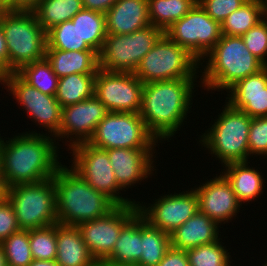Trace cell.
I'll list each match as a JSON object with an SVG mask.
<instances>
[{
  "label": "cell",
  "mask_w": 267,
  "mask_h": 266,
  "mask_svg": "<svg viewBox=\"0 0 267 266\" xmlns=\"http://www.w3.org/2000/svg\"><path fill=\"white\" fill-rule=\"evenodd\" d=\"M28 132L6 138L8 140L3 138L1 142L0 172L8 187L53 178L62 165L58 161L59 143L55 138L37 131Z\"/></svg>",
  "instance_id": "6da1fadb"
},
{
  "label": "cell",
  "mask_w": 267,
  "mask_h": 266,
  "mask_svg": "<svg viewBox=\"0 0 267 266\" xmlns=\"http://www.w3.org/2000/svg\"><path fill=\"white\" fill-rule=\"evenodd\" d=\"M195 82L198 81L174 79L144 84L139 113L157 142H169L186 122L192 107Z\"/></svg>",
  "instance_id": "7a4b0ae2"
},
{
  "label": "cell",
  "mask_w": 267,
  "mask_h": 266,
  "mask_svg": "<svg viewBox=\"0 0 267 266\" xmlns=\"http://www.w3.org/2000/svg\"><path fill=\"white\" fill-rule=\"evenodd\" d=\"M59 224L78 226L110 212L116 204L91 187L70 165H61L53 176Z\"/></svg>",
  "instance_id": "3957f363"
},
{
  "label": "cell",
  "mask_w": 267,
  "mask_h": 266,
  "mask_svg": "<svg viewBox=\"0 0 267 266\" xmlns=\"http://www.w3.org/2000/svg\"><path fill=\"white\" fill-rule=\"evenodd\" d=\"M207 58V59H206ZM205 59V61H204ZM206 65L200 69V84L207 91L226 92L238 81L256 74L265 65L247 48L241 36L222 35L216 45L203 57ZM207 60V61H206ZM202 77V78H201Z\"/></svg>",
  "instance_id": "277c9868"
},
{
  "label": "cell",
  "mask_w": 267,
  "mask_h": 266,
  "mask_svg": "<svg viewBox=\"0 0 267 266\" xmlns=\"http://www.w3.org/2000/svg\"><path fill=\"white\" fill-rule=\"evenodd\" d=\"M0 24L9 56V73L45 58L47 32L33 11L0 10Z\"/></svg>",
  "instance_id": "5b68a950"
},
{
  "label": "cell",
  "mask_w": 267,
  "mask_h": 266,
  "mask_svg": "<svg viewBox=\"0 0 267 266\" xmlns=\"http://www.w3.org/2000/svg\"><path fill=\"white\" fill-rule=\"evenodd\" d=\"M223 106L215 123L200 135L199 143L210 151L212 157L219 158V163L224 167L229 163L250 159L248 136L252 118L233 108L227 101Z\"/></svg>",
  "instance_id": "8992f818"
},
{
  "label": "cell",
  "mask_w": 267,
  "mask_h": 266,
  "mask_svg": "<svg viewBox=\"0 0 267 266\" xmlns=\"http://www.w3.org/2000/svg\"><path fill=\"white\" fill-rule=\"evenodd\" d=\"M199 66L200 61L197 58L164 33L142 58L134 74L144 84L174 79H197Z\"/></svg>",
  "instance_id": "52a82bcc"
},
{
  "label": "cell",
  "mask_w": 267,
  "mask_h": 266,
  "mask_svg": "<svg viewBox=\"0 0 267 266\" xmlns=\"http://www.w3.org/2000/svg\"><path fill=\"white\" fill-rule=\"evenodd\" d=\"M7 198L14 207L20 229H38L58 223L53 178L8 187Z\"/></svg>",
  "instance_id": "ba28073f"
},
{
  "label": "cell",
  "mask_w": 267,
  "mask_h": 266,
  "mask_svg": "<svg viewBox=\"0 0 267 266\" xmlns=\"http://www.w3.org/2000/svg\"><path fill=\"white\" fill-rule=\"evenodd\" d=\"M164 31L153 25L131 34H107L99 55V68L108 72L134 73L142 58Z\"/></svg>",
  "instance_id": "9c48e42d"
},
{
  "label": "cell",
  "mask_w": 267,
  "mask_h": 266,
  "mask_svg": "<svg viewBox=\"0 0 267 266\" xmlns=\"http://www.w3.org/2000/svg\"><path fill=\"white\" fill-rule=\"evenodd\" d=\"M100 149H155L157 140L148 132L140 113L109 112L88 141Z\"/></svg>",
  "instance_id": "30bf717a"
},
{
  "label": "cell",
  "mask_w": 267,
  "mask_h": 266,
  "mask_svg": "<svg viewBox=\"0 0 267 266\" xmlns=\"http://www.w3.org/2000/svg\"><path fill=\"white\" fill-rule=\"evenodd\" d=\"M73 156L71 168L76 171L91 187L101 191L116 205H133L137 201L122 197V188L118 185L114 170L111 167L107 151L92 146L88 142L70 148ZM133 200V201H132Z\"/></svg>",
  "instance_id": "8fae6325"
},
{
  "label": "cell",
  "mask_w": 267,
  "mask_h": 266,
  "mask_svg": "<svg viewBox=\"0 0 267 266\" xmlns=\"http://www.w3.org/2000/svg\"><path fill=\"white\" fill-rule=\"evenodd\" d=\"M164 33L199 61H202L222 36L221 24L214 21L198 3Z\"/></svg>",
  "instance_id": "7c38bea8"
},
{
  "label": "cell",
  "mask_w": 267,
  "mask_h": 266,
  "mask_svg": "<svg viewBox=\"0 0 267 266\" xmlns=\"http://www.w3.org/2000/svg\"><path fill=\"white\" fill-rule=\"evenodd\" d=\"M1 85L10 91L9 96L23 107L33 122L48 130L51 137L59 134L61 125L62 107L55 96L44 94L26 83L17 73H8L2 76ZM42 125V126H41Z\"/></svg>",
  "instance_id": "4fadbf2b"
},
{
  "label": "cell",
  "mask_w": 267,
  "mask_h": 266,
  "mask_svg": "<svg viewBox=\"0 0 267 266\" xmlns=\"http://www.w3.org/2000/svg\"><path fill=\"white\" fill-rule=\"evenodd\" d=\"M144 83L130 72H108L98 69L94 80V95L108 112L139 113Z\"/></svg>",
  "instance_id": "5bb4252c"
},
{
  "label": "cell",
  "mask_w": 267,
  "mask_h": 266,
  "mask_svg": "<svg viewBox=\"0 0 267 266\" xmlns=\"http://www.w3.org/2000/svg\"><path fill=\"white\" fill-rule=\"evenodd\" d=\"M137 212V204L116 205L106 215L77 226L83 241L97 262L104 260L113 251L122 227Z\"/></svg>",
  "instance_id": "9a60e30c"
},
{
  "label": "cell",
  "mask_w": 267,
  "mask_h": 266,
  "mask_svg": "<svg viewBox=\"0 0 267 266\" xmlns=\"http://www.w3.org/2000/svg\"><path fill=\"white\" fill-rule=\"evenodd\" d=\"M144 205L137 202L138 212L145 220L168 234L184 224L198 211V197L194 189L174 194H165L158 199Z\"/></svg>",
  "instance_id": "2e32d148"
},
{
  "label": "cell",
  "mask_w": 267,
  "mask_h": 266,
  "mask_svg": "<svg viewBox=\"0 0 267 266\" xmlns=\"http://www.w3.org/2000/svg\"><path fill=\"white\" fill-rule=\"evenodd\" d=\"M108 113L107 108L95 95L82 102L63 107L59 134L55 137L56 141L66 138L65 144L70 142L66 145L69 147L68 150L76 144L88 142L95 133L99 122Z\"/></svg>",
  "instance_id": "e0dca14e"
},
{
  "label": "cell",
  "mask_w": 267,
  "mask_h": 266,
  "mask_svg": "<svg viewBox=\"0 0 267 266\" xmlns=\"http://www.w3.org/2000/svg\"><path fill=\"white\" fill-rule=\"evenodd\" d=\"M217 175L193 189L198 197L199 211L221 225L235 219L242 204L227 179L222 174Z\"/></svg>",
  "instance_id": "ac0fdd59"
},
{
  "label": "cell",
  "mask_w": 267,
  "mask_h": 266,
  "mask_svg": "<svg viewBox=\"0 0 267 266\" xmlns=\"http://www.w3.org/2000/svg\"><path fill=\"white\" fill-rule=\"evenodd\" d=\"M156 149H107L111 167L114 170L118 185L124 190L134 184H141L143 179L152 176L156 169L154 164V153ZM132 186V187H131Z\"/></svg>",
  "instance_id": "d6986e66"
},
{
  "label": "cell",
  "mask_w": 267,
  "mask_h": 266,
  "mask_svg": "<svg viewBox=\"0 0 267 266\" xmlns=\"http://www.w3.org/2000/svg\"><path fill=\"white\" fill-rule=\"evenodd\" d=\"M227 93L225 101L233 108L251 118L267 116V66L238 81Z\"/></svg>",
  "instance_id": "ffe728a7"
},
{
  "label": "cell",
  "mask_w": 267,
  "mask_h": 266,
  "mask_svg": "<svg viewBox=\"0 0 267 266\" xmlns=\"http://www.w3.org/2000/svg\"><path fill=\"white\" fill-rule=\"evenodd\" d=\"M105 15L107 34H131L151 25L147 0H117Z\"/></svg>",
  "instance_id": "44dd1931"
},
{
  "label": "cell",
  "mask_w": 267,
  "mask_h": 266,
  "mask_svg": "<svg viewBox=\"0 0 267 266\" xmlns=\"http://www.w3.org/2000/svg\"><path fill=\"white\" fill-rule=\"evenodd\" d=\"M219 227L220 225L215 221L198 211L170 234L171 247L177 250H188L214 243L221 236Z\"/></svg>",
  "instance_id": "7402d4cb"
},
{
  "label": "cell",
  "mask_w": 267,
  "mask_h": 266,
  "mask_svg": "<svg viewBox=\"0 0 267 266\" xmlns=\"http://www.w3.org/2000/svg\"><path fill=\"white\" fill-rule=\"evenodd\" d=\"M58 266H95L98 262L91 255L77 226L56 224Z\"/></svg>",
  "instance_id": "603a6c76"
},
{
  "label": "cell",
  "mask_w": 267,
  "mask_h": 266,
  "mask_svg": "<svg viewBox=\"0 0 267 266\" xmlns=\"http://www.w3.org/2000/svg\"><path fill=\"white\" fill-rule=\"evenodd\" d=\"M250 160L244 162H234L223 167L222 175L230 183L232 190L236 194L241 204L254 201L263 194L265 188V178L262 171L250 167Z\"/></svg>",
  "instance_id": "cb8c5ba5"
},
{
  "label": "cell",
  "mask_w": 267,
  "mask_h": 266,
  "mask_svg": "<svg viewBox=\"0 0 267 266\" xmlns=\"http://www.w3.org/2000/svg\"><path fill=\"white\" fill-rule=\"evenodd\" d=\"M45 57L58 78L74 73L96 74L99 69V55L94 50L46 49Z\"/></svg>",
  "instance_id": "d4e9b609"
},
{
  "label": "cell",
  "mask_w": 267,
  "mask_h": 266,
  "mask_svg": "<svg viewBox=\"0 0 267 266\" xmlns=\"http://www.w3.org/2000/svg\"><path fill=\"white\" fill-rule=\"evenodd\" d=\"M142 215L137 212L123 227L113 251L104 259L111 262L137 265L141 258Z\"/></svg>",
  "instance_id": "484cf974"
},
{
  "label": "cell",
  "mask_w": 267,
  "mask_h": 266,
  "mask_svg": "<svg viewBox=\"0 0 267 266\" xmlns=\"http://www.w3.org/2000/svg\"><path fill=\"white\" fill-rule=\"evenodd\" d=\"M170 248V234L153 227L142 216L141 258L137 266H158Z\"/></svg>",
  "instance_id": "4316f807"
},
{
  "label": "cell",
  "mask_w": 267,
  "mask_h": 266,
  "mask_svg": "<svg viewBox=\"0 0 267 266\" xmlns=\"http://www.w3.org/2000/svg\"><path fill=\"white\" fill-rule=\"evenodd\" d=\"M82 9V0H41L33 12L38 23L48 32L56 25L71 20Z\"/></svg>",
  "instance_id": "83f0119b"
},
{
  "label": "cell",
  "mask_w": 267,
  "mask_h": 266,
  "mask_svg": "<svg viewBox=\"0 0 267 266\" xmlns=\"http://www.w3.org/2000/svg\"><path fill=\"white\" fill-rule=\"evenodd\" d=\"M263 18V0H247L221 23L222 35L242 36Z\"/></svg>",
  "instance_id": "f1b7e54d"
},
{
  "label": "cell",
  "mask_w": 267,
  "mask_h": 266,
  "mask_svg": "<svg viewBox=\"0 0 267 266\" xmlns=\"http://www.w3.org/2000/svg\"><path fill=\"white\" fill-rule=\"evenodd\" d=\"M96 74H70L59 78L56 99L65 107L82 102L94 95Z\"/></svg>",
  "instance_id": "f546056e"
},
{
  "label": "cell",
  "mask_w": 267,
  "mask_h": 266,
  "mask_svg": "<svg viewBox=\"0 0 267 266\" xmlns=\"http://www.w3.org/2000/svg\"><path fill=\"white\" fill-rule=\"evenodd\" d=\"M71 20L76 24L80 38L99 54L107 36L106 15L82 9Z\"/></svg>",
  "instance_id": "4dcf8cb0"
},
{
  "label": "cell",
  "mask_w": 267,
  "mask_h": 266,
  "mask_svg": "<svg viewBox=\"0 0 267 266\" xmlns=\"http://www.w3.org/2000/svg\"><path fill=\"white\" fill-rule=\"evenodd\" d=\"M151 25L165 31L184 17L198 0H147Z\"/></svg>",
  "instance_id": "1f68e13d"
},
{
  "label": "cell",
  "mask_w": 267,
  "mask_h": 266,
  "mask_svg": "<svg viewBox=\"0 0 267 266\" xmlns=\"http://www.w3.org/2000/svg\"><path fill=\"white\" fill-rule=\"evenodd\" d=\"M26 83L44 94L56 96L59 78L45 58L23 66L16 72Z\"/></svg>",
  "instance_id": "d6a6232c"
},
{
  "label": "cell",
  "mask_w": 267,
  "mask_h": 266,
  "mask_svg": "<svg viewBox=\"0 0 267 266\" xmlns=\"http://www.w3.org/2000/svg\"><path fill=\"white\" fill-rule=\"evenodd\" d=\"M46 49L64 51L93 50L80 38L76 24L72 20L56 25L47 32Z\"/></svg>",
  "instance_id": "836d02e7"
},
{
  "label": "cell",
  "mask_w": 267,
  "mask_h": 266,
  "mask_svg": "<svg viewBox=\"0 0 267 266\" xmlns=\"http://www.w3.org/2000/svg\"><path fill=\"white\" fill-rule=\"evenodd\" d=\"M201 245L186 250L190 266H231V252H228L222 241Z\"/></svg>",
  "instance_id": "e575fe53"
},
{
  "label": "cell",
  "mask_w": 267,
  "mask_h": 266,
  "mask_svg": "<svg viewBox=\"0 0 267 266\" xmlns=\"http://www.w3.org/2000/svg\"><path fill=\"white\" fill-rule=\"evenodd\" d=\"M33 260L55 261L57 256L56 224L29 230Z\"/></svg>",
  "instance_id": "d590c367"
},
{
  "label": "cell",
  "mask_w": 267,
  "mask_h": 266,
  "mask_svg": "<svg viewBox=\"0 0 267 266\" xmlns=\"http://www.w3.org/2000/svg\"><path fill=\"white\" fill-rule=\"evenodd\" d=\"M8 266H29L33 261L29 242V230L20 229L0 243Z\"/></svg>",
  "instance_id": "8d00e7d4"
},
{
  "label": "cell",
  "mask_w": 267,
  "mask_h": 266,
  "mask_svg": "<svg viewBox=\"0 0 267 266\" xmlns=\"http://www.w3.org/2000/svg\"><path fill=\"white\" fill-rule=\"evenodd\" d=\"M241 37L246 48L267 66V18L264 17Z\"/></svg>",
  "instance_id": "74e56055"
},
{
  "label": "cell",
  "mask_w": 267,
  "mask_h": 266,
  "mask_svg": "<svg viewBox=\"0 0 267 266\" xmlns=\"http://www.w3.org/2000/svg\"><path fill=\"white\" fill-rule=\"evenodd\" d=\"M248 144L249 156L267 157V116L251 119Z\"/></svg>",
  "instance_id": "f35d334b"
},
{
  "label": "cell",
  "mask_w": 267,
  "mask_h": 266,
  "mask_svg": "<svg viewBox=\"0 0 267 266\" xmlns=\"http://www.w3.org/2000/svg\"><path fill=\"white\" fill-rule=\"evenodd\" d=\"M247 0H198L204 11L220 24Z\"/></svg>",
  "instance_id": "ab89813d"
},
{
  "label": "cell",
  "mask_w": 267,
  "mask_h": 266,
  "mask_svg": "<svg viewBox=\"0 0 267 266\" xmlns=\"http://www.w3.org/2000/svg\"><path fill=\"white\" fill-rule=\"evenodd\" d=\"M19 230L14 207L7 198L0 202V243Z\"/></svg>",
  "instance_id": "60d3db41"
},
{
  "label": "cell",
  "mask_w": 267,
  "mask_h": 266,
  "mask_svg": "<svg viewBox=\"0 0 267 266\" xmlns=\"http://www.w3.org/2000/svg\"><path fill=\"white\" fill-rule=\"evenodd\" d=\"M158 266H190L186 250L170 248Z\"/></svg>",
  "instance_id": "b9f144b4"
},
{
  "label": "cell",
  "mask_w": 267,
  "mask_h": 266,
  "mask_svg": "<svg viewBox=\"0 0 267 266\" xmlns=\"http://www.w3.org/2000/svg\"><path fill=\"white\" fill-rule=\"evenodd\" d=\"M117 0H82L83 9L106 14Z\"/></svg>",
  "instance_id": "7bdbcfd3"
},
{
  "label": "cell",
  "mask_w": 267,
  "mask_h": 266,
  "mask_svg": "<svg viewBox=\"0 0 267 266\" xmlns=\"http://www.w3.org/2000/svg\"><path fill=\"white\" fill-rule=\"evenodd\" d=\"M8 73H9V56H8L6 40L0 24V75L3 76Z\"/></svg>",
  "instance_id": "ee69618b"
},
{
  "label": "cell",
  "mask_w": 267,
  "mask_h": 266,
  "mask_svg": "<svg viewBox=\"0 0 267 266\" xmlns=\"http://www.w3.org/2000/svg\"><path fill=\"white\" fill-rule=\"evenodd\" d=\"M41 0H12L11 10L33 11Z\"/></svg>",
  "instance_id": "f6af8a7d"
},
{
  "label": "cell",
  "mask_w": 267,
  "mask_h": 266,
  "mask_svg": "<svg viewBox=\"0 0 267 266\" xmlns=\"http://www.w3.org/2000/svg\"><path fill=\"white\" fill-rule=\"evenodd\" d=\"M8 196V186L3 175L0 172V202H3L7 199Z\"/></svg>",
  "instance_id": "bcb514c9"
},
{
  "label": "cell",
  "mask_w": 267,
  "mask_h": 266,
  "mask_svg": "<svg viewBox=\"0 0 267 266\" xmlns=\"http://www.w3.org/2000/svg\"><path fill=\"white\" fill-rule=\"evenodd\" d=\"M29 266H58L55 261L33 260Z\"/></svg>",
  "instance_id": "7dc6e473"
},
{
  "label": "cell",
  "mask_w": 267,
  "mask_h": 266,
  "mask_svg": "<svg viewBox=\"0 0 267 266\" xmlns=\"http://www.w3.org/2000/svg\"><path fill=\"white\" fill-rule=\"evenodd\" d=\"M98 264L99 266H137V265L121 264V263L111 262L107 260L99 261Z\"/></svg>",
  "instance_id": "c3c4849f"
},
{
  "label": "cell",
  "mask_w": 267,
  "mask_h": 266,
  "mask_svg": "<svg viewBox=\"0 0 267 266\" xmlns=\"http://www.w3.org/2000/svg\"><path fill=\"white\" fill-rule=\"evenodd\" d=\"M12 0H0V10H11Z\"/></svg>",
  "instance_id": "681fc988"
},
{
  "label": "cell",
  "mask_w": 267,
  "mask_h": 266,
  "mask_svg": "<svg viewBox=\"0 0 267 266\" xmlns=\"http://www.w3.org/2000/svg\"><path fill=\"white\" fill-rule=\"evenodd\" d=\"M0 266H8L3 246L0 244Z\"/></svg>",
  "instance_id": "f907efd6"
},
{
  "label": "cell",
  "mask_w": 267,
  "mask_h": 266,
  "mask_svg": "<svg viewBox=\"0 0 267 266\" xmlns=\"http://www.w3.org/2000/svg\"><path fill=\"white\" fill-rule=\"evenodd\" d=\"M264 3V17H267V0H263Z\"/></svg>",
  "instance_id": "816d5d0a"
},
{
  "label": "cell",
  "mask_w": 267,
  "mask_h": 266,
  "mask_svg": "<svg viewBox=\"0 0 267 266\" xmlns=\"http://www.w3.org/2000/svg\"><path fill=\"white\" fill-rule=\"evenodd\" d=\"M2 140H3V139H2L1 136H0V148H1V142H2Z\"/></svg>",
  "instance_id": "f5cc1de1"
}]
</instances>
